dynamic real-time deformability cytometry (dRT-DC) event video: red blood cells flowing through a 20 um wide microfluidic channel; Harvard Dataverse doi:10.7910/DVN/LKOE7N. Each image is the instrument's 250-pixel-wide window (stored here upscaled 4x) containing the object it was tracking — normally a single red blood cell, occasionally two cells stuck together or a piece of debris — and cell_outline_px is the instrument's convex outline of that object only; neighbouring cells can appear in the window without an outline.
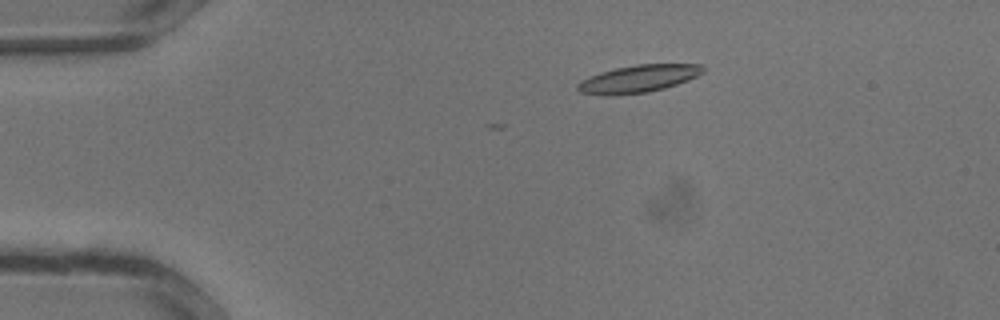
{"species": "common noctule bat (a hibernating species)", "species_latin": "Nyctalus noctula", "temperature_condition": "warm", "stored_images_in_passage": 30, "camera_frame_rate_fps": 3000, "um_per_image_px": 0.085, "animal": {"sex": "male", "body_mass_g": 13.3}, "frame": {"image": 1, "passage_image": 7, "time_ms": 2.0, "image_size_px": [1000, 320], "cell_outline_px": [[704, 72], [688, 80], [664, 88], [648, 92], [616, 96], [604, 96], [580, 92], [576, 88], [576, 84], [580, 80], [600, 72], [616, 68], [636, 64], [704, 64]], "centroid_in_image_um": [54.23, 6.7], "position_along_channel_um": 30.8, "area_um2": 20.29}}
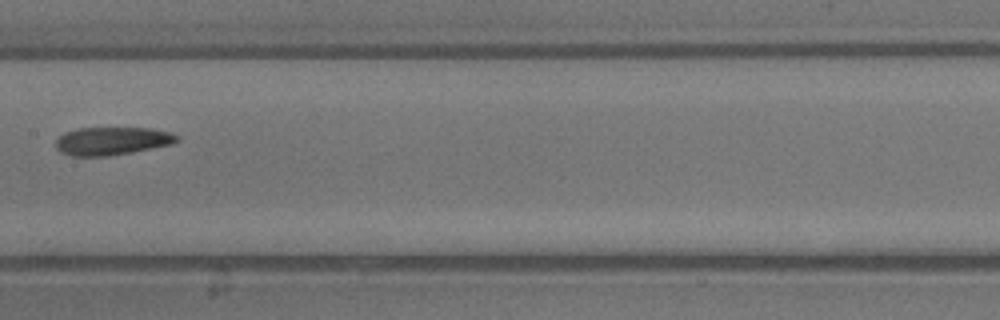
{"frame": {"image": 2, "passage_image": 18, "time_ms": 5.667, "image_size_px": [1000, 320], "cell_outline_px": [[180, 140], [172, 144], [132, 152], [108, 156], [72, 156], [60, 152], [56, 148], [56, 140], [64, 132], [80, 128], [148, 128], [168, 132], [180, 136]], "centroid_in_image_um": [9.52, 11.99], "position_along_channel_um": 197.9, "area_um2": 19.77}}
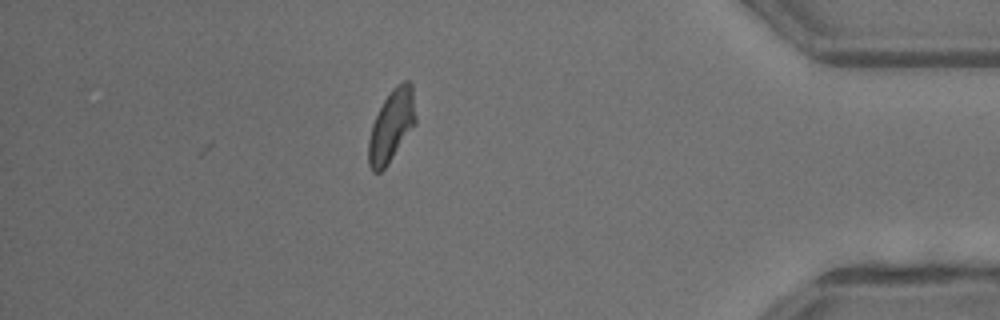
{"frame": {"image": 3, "passage_image": 30, "time_ms": 9.667, "image_size_px": [1000, 320], "cell_outline_px": [[416, 124], [388, 164], [380, 172], [372, 172], [368, 164], [368, 140], [372, 124], [384, 100], [392, 88], [396, 84], [404, 80], [408, 80], [412, 84], [416, 116]], "centroid_in_image_um": [33.28, 10.68], "position_along_channel_um": 401.9, "area_um2": 19.88}}